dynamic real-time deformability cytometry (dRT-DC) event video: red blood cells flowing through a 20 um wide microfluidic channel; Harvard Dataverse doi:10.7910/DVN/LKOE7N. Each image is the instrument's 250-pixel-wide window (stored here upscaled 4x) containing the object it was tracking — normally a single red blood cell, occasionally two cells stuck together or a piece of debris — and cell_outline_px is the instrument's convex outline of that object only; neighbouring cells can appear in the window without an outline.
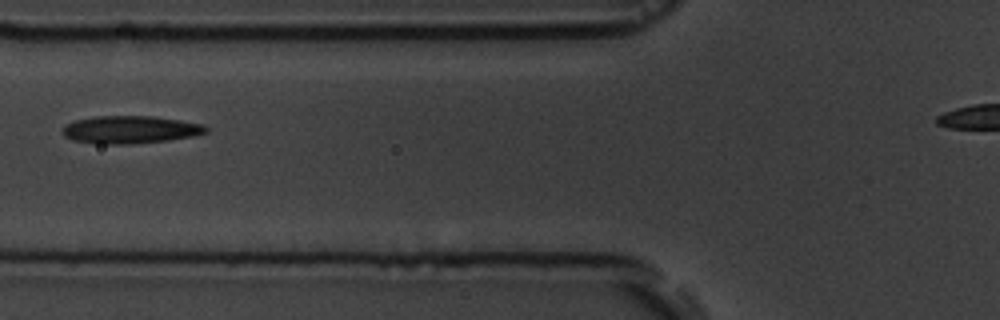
{"species": "common noctule bat (a hibernating species)", "species_latin": "Nyctalus noctula", "temperature_condition": "room temperature", "stored_images_in_passage": 6, "camera_frame_rate_fps": 3000, "um_per_image_px": 0.085, "animal": {"sex": "male", "body_mass_g": 19.5, "forearm_length_mm": 54.6}, "frame": {"image": 1, "passage_image": 3, "time_ms": 2.333, "image_size_px": [1000, 320], "cell_outline_px": [[208, 132], [192, 136], [168, 140], [132, 144], [100, 144], [72, 140], [64, 136], [64, 124], [76, 120], [96, 116], [152, 116], [180, 120], [204, 124], [208, 128]], "centroid_in_image_um": [11.08, 11.02], "position_along_channel_um": 114.7, "area_um2": 23.12}}
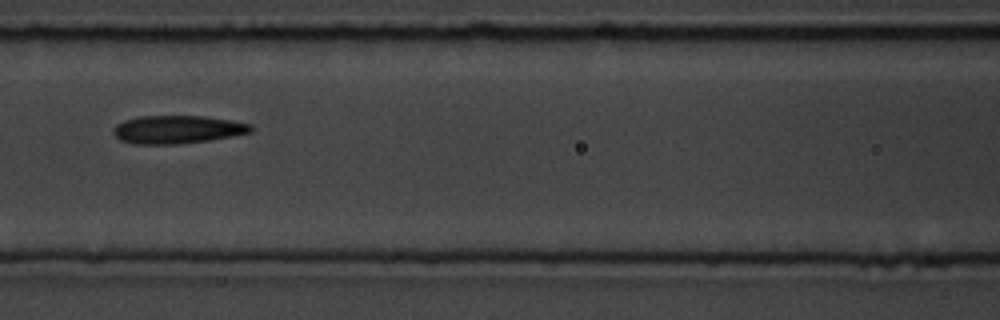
{"frame": {"image": 2, "passage_image": 4, "time_ms": 3.333, "image_size_px": [1000, 320], "cell_outline_px": [[252, 132], [232, 136], [208, 140], [180, 144], [132, 144], [120, 140], [112, 132], [116, 124], [124, 120], [140, 116], [204, 116], [252, 124]], "centroid_in_image_um": [15.05, 11.01], "position_along_channel_um": 151.6, "area_um2": 22.48}}